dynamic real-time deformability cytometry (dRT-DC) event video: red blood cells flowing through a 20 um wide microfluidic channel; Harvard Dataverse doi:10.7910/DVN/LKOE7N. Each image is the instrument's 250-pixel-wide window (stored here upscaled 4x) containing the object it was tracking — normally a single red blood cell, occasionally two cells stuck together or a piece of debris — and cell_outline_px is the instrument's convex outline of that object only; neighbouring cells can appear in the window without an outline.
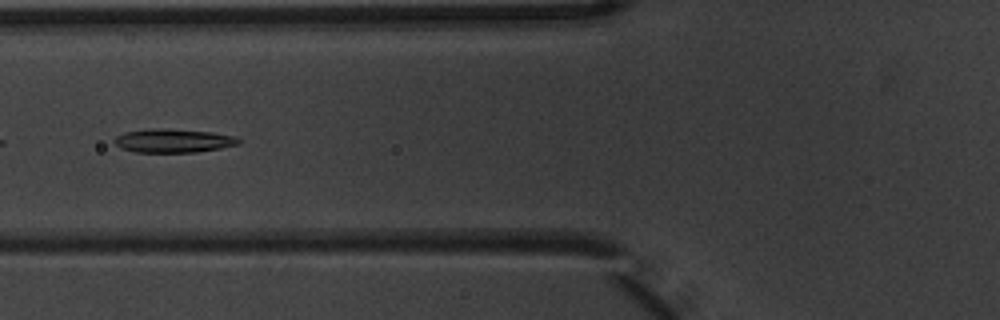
{"species": "common noctule bat (a hibernating species)", "species_latin": "Nyctalus noctula", "temperature_condition": "warm", "stored_images_in_passage": 8, "camera_frame_rate_fps": 3000, "um_per_image_px": 0.085, "animal": {"sex": "male", "body_mass_g": 20.1, "forearm_length_mm": 53.5}, "frame": {"image": 1, "passage_image": 5, "time_ms": 1.333, "image_size_px": [1000, 320], "cell_outline_px": [[240, 144], [220, 148], [196, 152], [136, 152], [120, 148], [112, 140], [116, 136], [124, 132], [148, 128], [164, 128], [212, 132], [236, 136], [240, 140]], "centroid_in_image_um": [14.71, 11.95], "position_along_channel_um": 111.1, "area_um2": 17.28}}
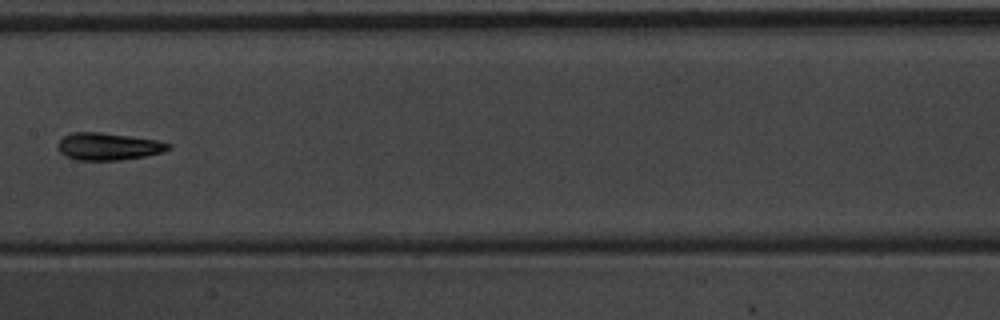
{"frame": {"image": 2, "passage_image": 7, "time_ms": 2.0, "image_size_px": [1000, 320], "cell_outline_px": [[172, 148], [164, 152], [144, 156], [120, 160], [76, 160], [60, 152], [56, 148], [56, 144], [64, 136], [72, 132], [100, 132], [156, 140], [172, 144]], "centroid_in_image_um": [9.2, 12.45], "position_along_channel_um": 198.2, "area_um2": 17.57}}
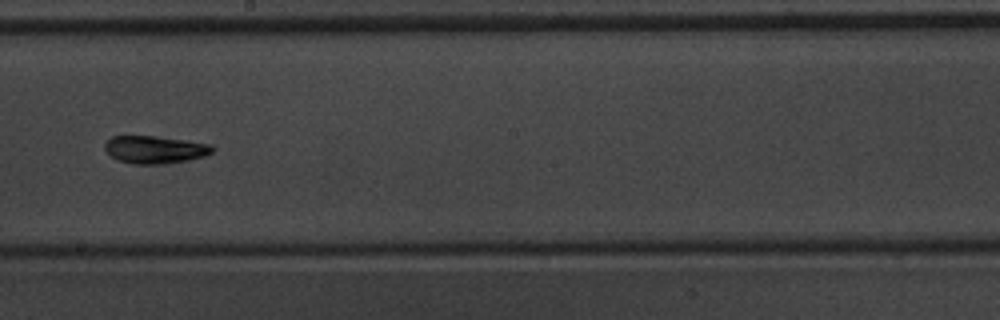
{"frame": {"image": 3, "passage_image": 8, "time_ms": 2.333, "image_size_px": [1000, 320], "cell_outline_px": [[216, 148], [212, 152], [204, 156], [188, 160], [156, 164], [132, 164], [116, 160], [104, 148], [104, 144], [112, 136], [152, 136], [184, 140], [212, 144]], "centroid_in_image_um": [13.17, 12.71], "position_along_channel_um": 235.0, "area_um2": 17.22}}